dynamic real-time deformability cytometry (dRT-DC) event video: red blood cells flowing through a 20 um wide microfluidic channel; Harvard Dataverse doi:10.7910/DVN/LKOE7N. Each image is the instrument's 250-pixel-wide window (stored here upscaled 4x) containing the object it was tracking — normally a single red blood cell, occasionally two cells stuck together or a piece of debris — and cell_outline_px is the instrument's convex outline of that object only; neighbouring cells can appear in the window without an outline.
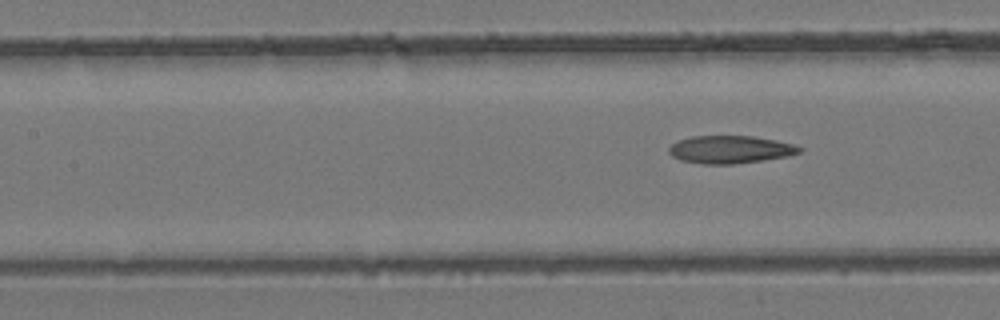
{"species": "common noctule bat (a hibernating species)", "species_latin": "Nyctalus noctula", "temperature_condition": "room temperature", "stored_images_in_passage": 5, "segment_of_instrument_passage": [2, 2], "camera_frame_rate_fps": 3000, "um_per_image_px": 0.085, "animal": {"sex": "female", "body_mass_g": 24.6, "forearm_length_mm": 56.2}, "frame": {"image": 1, "passage_image": 5, "time_ms": 1.333, "image_size_px": [1000, 320], "cell_outline_px": [[804, 148], [800, 152], [788, 156], [732, 164], [704, 164], [680, 160], [672, 156], [668, 152], [668, 148], [672, 144], [680, 140], [692, 136], [752, 136], [776, 140], [792, 144]], "centroid_in_image_um": [62.05, 12.7], "position_along_channel_um": 145.3, "area_um2": 20.92}}